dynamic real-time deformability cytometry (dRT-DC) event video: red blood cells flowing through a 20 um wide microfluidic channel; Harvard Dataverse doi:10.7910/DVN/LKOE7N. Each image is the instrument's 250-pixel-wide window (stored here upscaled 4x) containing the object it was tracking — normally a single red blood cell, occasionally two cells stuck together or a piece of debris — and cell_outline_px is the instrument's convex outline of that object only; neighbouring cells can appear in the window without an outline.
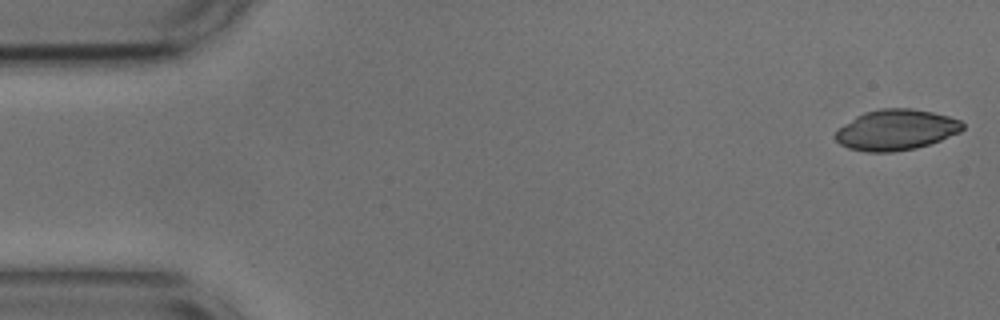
{"species": "common noctule bat (a hibernating species)", "species_latin": "Nyctalus noctula", "temperature_condition": "cold", "stored_images_in_passage": 7, "camera_frame_rate_fps": 3000, "um_per_image_px": 0.085, "animal": {"sex": "male", "body_mass_g": 17.9, "forearm_length_mm": 54.2}, "frame": {"image": 1, "passage_image": 1, "time_ms": 0.0, "image_size_px": [1000, 320], "cell_outline_px": [[964, 128], [960, 132], [940, 140], [916, 148], [892, 152], [868, 152], [848, 148], [840, 144], [836, 140], [836, 132], [844, 124], [856, 116], [864, 112], [880, 108], [912, 108], [932, 112], [948, 116], [960, 120], [964, 124]], "centroid_in_image_um": [76.17, 11.03], "position_along_channel_um": 8.8, "area_um2": 30.06}}